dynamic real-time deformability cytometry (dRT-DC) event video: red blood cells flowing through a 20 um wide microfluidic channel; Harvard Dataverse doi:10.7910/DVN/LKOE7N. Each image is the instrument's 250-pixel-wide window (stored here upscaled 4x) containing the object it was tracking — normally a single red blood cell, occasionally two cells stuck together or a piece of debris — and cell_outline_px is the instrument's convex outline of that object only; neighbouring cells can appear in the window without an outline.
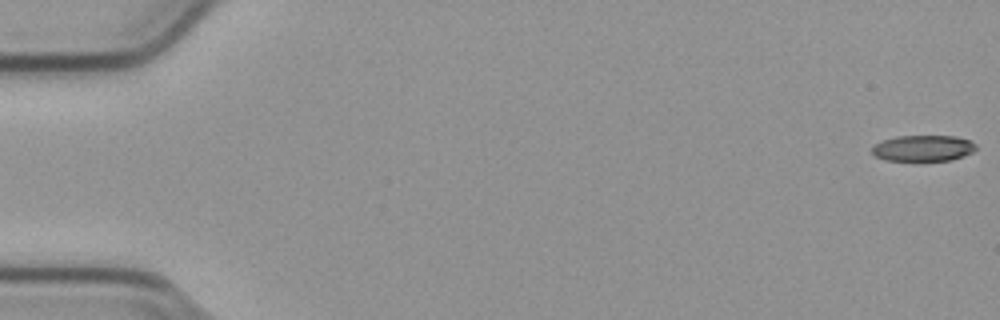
{"species": "common noctule bat (a hibernating species)", "species_latin": "Nyctalus noctula", "temperature_condition": "cold", "stored_images_in_passage": 55, "camera_frame_rate_fps": 3000, "um_per_image_px": 0.085, "animal": {"sex": "male", "body_mass_g": 23.1, "forearm_length_mm": 52.7}, "frame": {"image": 1, "passage_image": 1, "time_ms": 0.0, "image_size_px": [1000, 320], "cell_outline_px": [[976, 148], [972, 152], [964, 156], [952, 160], [884, 160], [876, 156], [872, 152], [872, 148], [876, 144], [884, 140], [896, 136], [956, 136], [968, 140], [976, 144]], "centroid_in_image_um": [78.49, 12.59], "position_along_channel_um": 6.5, "area_um2": 15.61}}
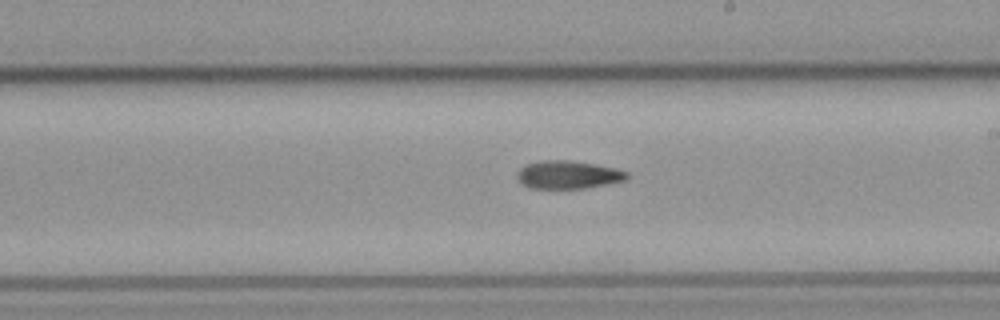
{"frame": {"image": 2, "passage_image": 32, "time_ms": 10.333, "image_size_px": [1000, 320], "cell_outline_px": [[628, 176], [624, 180], [584, 188], [528, 188], [516, 176], [516, 172], [524, 164], [544, 160], [568, 160], [596, 164], [616, 168], [628, 172]], "centroid_in_image_um": [48.25, 14.84], "position_along_channel_um": 240.7, "area_um2": 17.8}}
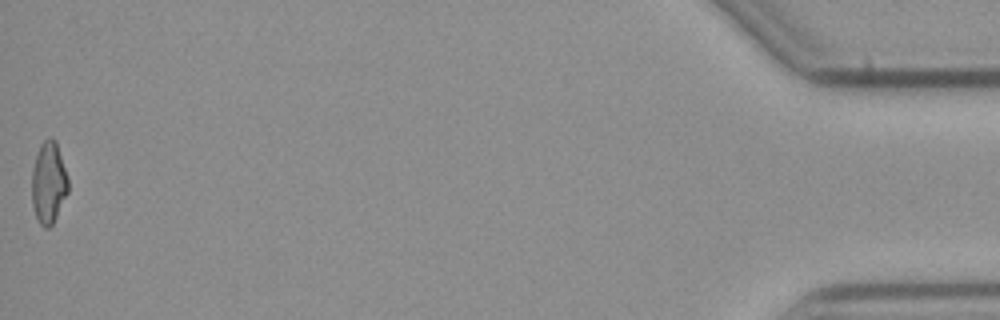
{"frame": {"image": 3, "passage_image": 55, "time_ms": 18.0, "image_size_px": [1000, 320], "cell_outline_px": [[68, 192], [52, 224], [48, 228], [44, 228], [40, 224], [36, 216], [32, 204], [32, 168], [40, 144], [48, 136], [52, 136], [56, 140], [68, 176]], "centroid_in_image_um": [4.13, 15.48], "position_along_channel_um": 431.1, "area_um2": 17.4}}